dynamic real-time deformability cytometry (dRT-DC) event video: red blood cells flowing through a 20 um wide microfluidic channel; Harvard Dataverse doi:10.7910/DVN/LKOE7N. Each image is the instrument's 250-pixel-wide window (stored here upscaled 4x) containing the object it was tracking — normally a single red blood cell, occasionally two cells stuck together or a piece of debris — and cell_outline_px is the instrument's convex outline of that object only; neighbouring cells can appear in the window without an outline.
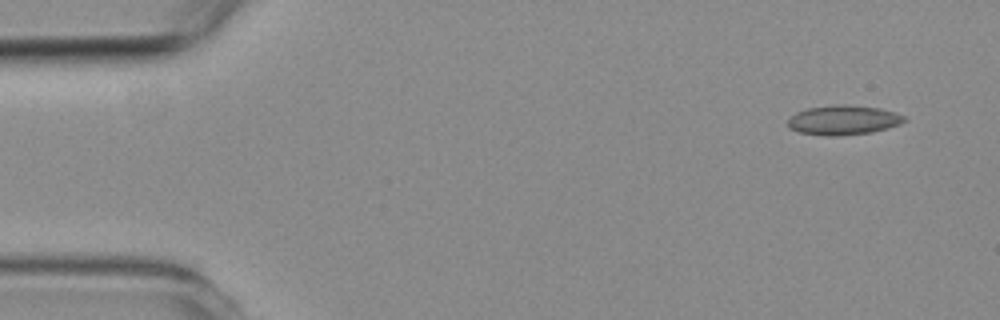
{"species": "common noctule bat (a hibernating species)", "species_latin": "Nyctalus noctula", "temperature_condition": "room temperature", "stored_images_in_passage": 4, "camera_frame_rate_fps": 3000, "um_per_image_px": 0.085, "animal": {"sex": "female", "body_mass_g": 19.3, "forearm_length_mm": 54.1}, "frame": {"image": 1, "passage_image": 1, "time_ms": 0.0, "image_size_px": [1000, 320], "cell_outline_px": [[908, 120], [900, 124], [888, 128], [872, 132], [836, 136], [824, 136], [800, 132], [788, 128], [788, 120], [796, 112], [808, 108], [832, 104], [844, 104], [880, 108], [896, 112], [904, 116]], "centroid_in_image_um": [71.7, 10.2], "position_along_channel_um": 13.3, "area_um2": 20.23}}
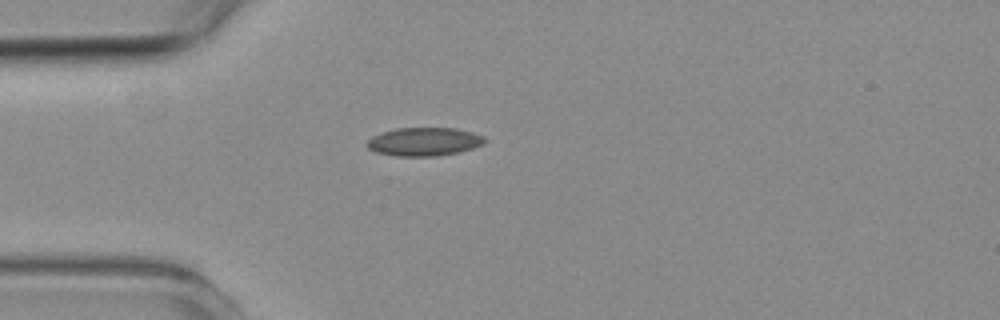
{"frame": {"image": 2, "passage_image": 4, "time_ms": 3.333, "image_size_px": [1000, 320], "cell_outline_px": [[488, 140], [484, 144], [460, 152], [436, 156], [396, 156], [376, 152], [368, 148], [364, 144], [372, 136], [396, 128], [456, 128], [472, 132], [484, 136]], "centroid_in_image_um": [36.07, 12.04], "position_along_channel_um": 48.9, "area_um2": 19.59}}